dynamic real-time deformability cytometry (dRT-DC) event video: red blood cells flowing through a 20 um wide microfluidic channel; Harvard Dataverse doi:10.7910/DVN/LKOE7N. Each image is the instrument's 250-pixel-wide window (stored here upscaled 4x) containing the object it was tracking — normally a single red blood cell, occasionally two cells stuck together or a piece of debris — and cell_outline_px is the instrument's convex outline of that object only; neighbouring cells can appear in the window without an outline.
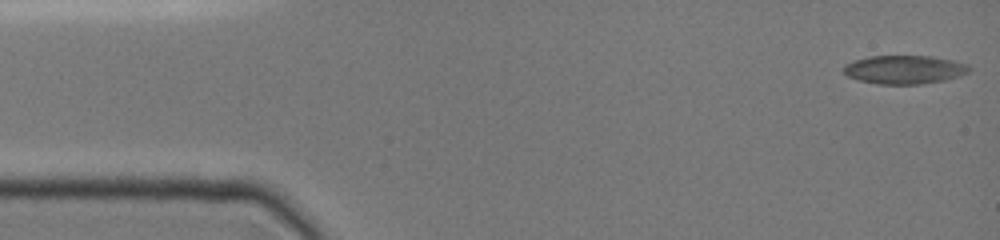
{"species": "common noctule bat (a hibernating species)", "species_latin": "Nyctalus noctula", "temperature_condition": "cold", "stored_images_in_passage": 71, "camera_frame_rate_fps": 3000, "um_per_image_px": 0.085, "animal": {"sex": "female", "body_mass_g": 19.0, "forearm_length_mm": 51.5}, "frame": {"image": 1, "passage_image": 1, "time_ms": 0.0, "image_size_px": [1000, 240], "cell_outline_px": [[972, 68], [968, 72], [960, 76], [944, 80], [924, 84], [880, 84], [860, 80], [848, 76], [844, 72], [844, 64], [852, 60], [868, 56], [932, 56], [952, 60], [968, 64]], "centroid_in_image_um": [76.89, 5.91], "position_along_channel_um": 8.1, "area_um2": 20.98}}
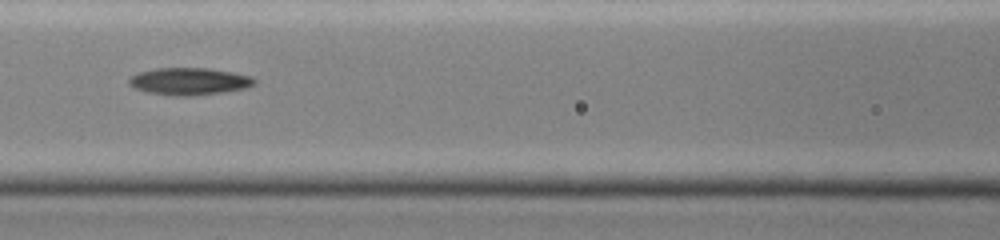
{"frame": {"image": 2, "passage_image": 31, "time_ms": 6.333, "image_size_px": [1000, 240], "cell_outline_px": [[256, 84], [244, 88], [220, 92], [192, 96], [148, 92], [136, 88], [128, 84], [128, 80], [132, 76], [140, 72], [156, 68], [208, 68], [232, 72], [252, 76], [256, 80]], "centroid_in_image_um": [16.12, 6.89], "position_along_channel_um": 150.5, "area_um2": 19.48}}
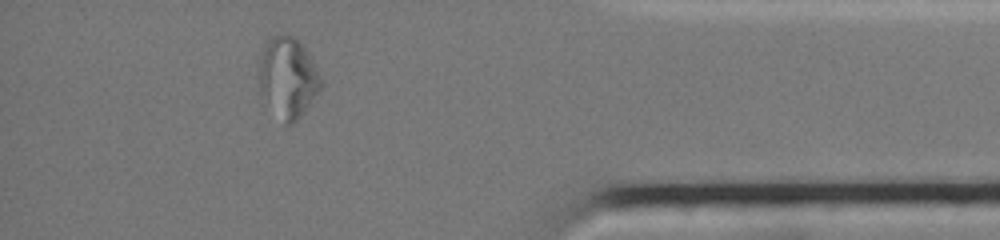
{"frame": {"image": 3, "passage_image": 62, "time_ms": 13.333, "image_size_px": [1000, 240], "cell_outline_px": [[320, 88], [296, 120], [288, 124], [284, 120], [264, 72], [264, 56], [268, 40], [276, 36], [288, 36], [296, 40], [304, 48], [320, 80]], "centroid_in_image_um": [24.66, 6.47], "position_along_channel_um": 410.5, "area_um2": 23.64}, "authors_computed_cell_mechanics": {"area_um2": 20.1144, "velocity_mm_per_s": 4.0356, "shape_relaxation_time_tau1_ms": null, "shape_relaxation_time_tau2_ms": 8.4797, "deformation_change_tau1": null, "deformation_change_tau2": 0.216}}